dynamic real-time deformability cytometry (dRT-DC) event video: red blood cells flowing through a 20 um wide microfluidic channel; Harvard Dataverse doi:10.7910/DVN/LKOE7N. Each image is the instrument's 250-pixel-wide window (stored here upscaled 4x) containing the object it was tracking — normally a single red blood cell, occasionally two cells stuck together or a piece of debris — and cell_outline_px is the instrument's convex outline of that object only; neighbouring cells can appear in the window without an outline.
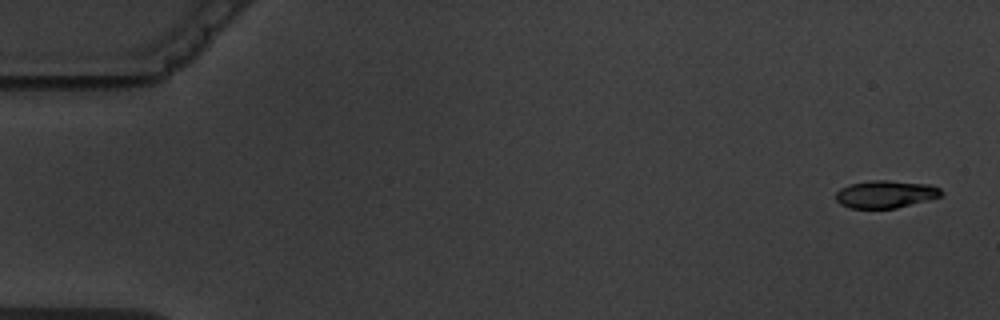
{"species": "common noctule bat (a hibernating species)", "species_latin": "Nyctalus noctula", "temperature_condition": "warm", "stored_images_in_passage": 6, "camera_frame_rate_fps": 3000, "um_per_image_px": 0.085, "animal": {"sex": "male", "body_mass_g": 19.5, "forearm_length_mm": 54.6}, "frame": {"image": 1, "passage_image": 1, "time_ms": 0.0, "image_size_px": [1000, 320], "cell_outline_px": [[944, 192], [940, 196], [896, 208], [852, 208], [840, 204], [836, 200], [836, 192], [840, 188], [848, 184], [872, 180], [888, 180], [932, 184], [940, 188]], "centroid_in_image_um": [75.26, 16.49], "position_along_channel_um": 9.7, "area_um2": 16.94}}
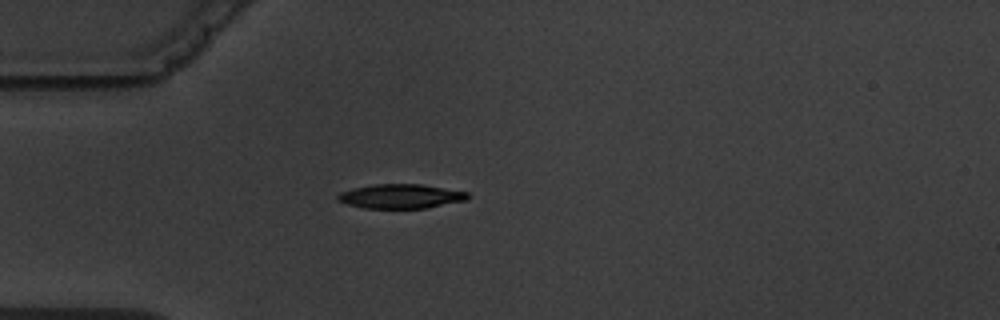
{"frame": {"image": 2, "passage_image": 5, "time_ms": 4.667, "image_size_px": [1000, 320], "cell_outline_px": [[472, 196], [468, 200], [428, 208], [364, 208], [348, 204], [336, 200], [336, 196], [340, 192], [352, 188], [372, 184], [420, 184], [468, 192]], "centroid_in_image_um": [34.08, 16.68], "position_along_channel_um": 50.9, "area_um2": 18.61}}